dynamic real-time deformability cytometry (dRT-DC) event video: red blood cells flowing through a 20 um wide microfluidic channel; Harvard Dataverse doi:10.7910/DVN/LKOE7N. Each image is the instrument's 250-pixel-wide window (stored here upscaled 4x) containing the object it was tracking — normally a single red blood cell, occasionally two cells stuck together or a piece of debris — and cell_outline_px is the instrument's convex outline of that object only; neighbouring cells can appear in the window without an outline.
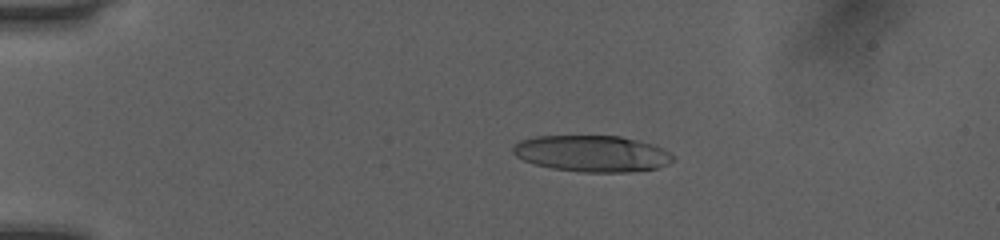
{"species": "human", "species_latin": "Homo sapiens", "temperature_condition": "room temperature", "stored_images_in_passage": 25, "camera_frame_rate_fps": 3000, "um_per_image_px": 0.085, "donor": {"sex": "female"}, "frame": {"image": 1, "passage_image": 10, "time_ms": 3.0, "image_size_px": [1000, 240], "cell_outline_px": [[676, 160], [668, 164], [656, 168], [628, 172], [580, 172], [552, 168], [536, 164], [524, 160], [516, 156], [512, 152], [512, 148], [520, 140], [536, 136], [620, 136], [656, 144], [664, 148], [676, 156]], "centroid_in_image_um": [50.39, 13.05], "position_along_channel_um": 34.6, "area_um2": 34.16}}
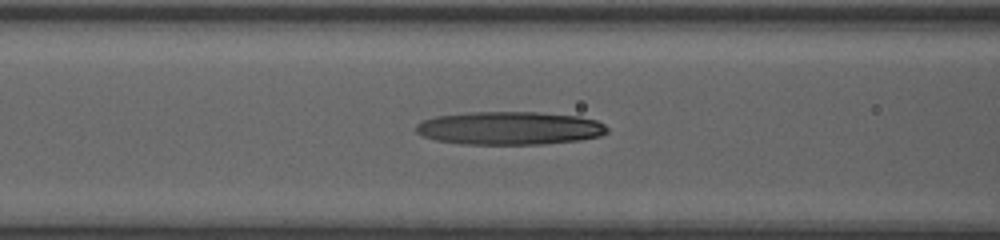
{"frame": {"image": 2, "passage_image": 19, "time_ms": 6.0, "image_size_px": [1000, 240], "cell_outline_px": [[608, 132], [600, 136], [580, 140], [544, 144], [460, 144], [436, 140], [424, 136], [416, 132], [416, 124], [420, 120], [436, 116], [468, 112], [536, 112], [580, 116], [596, 120], [604, 124], [608, 128]], "centroid_in_image_um": [43.31, 10.89], "position_along_channel_um": 123.3, "area_um2": 37.22}}
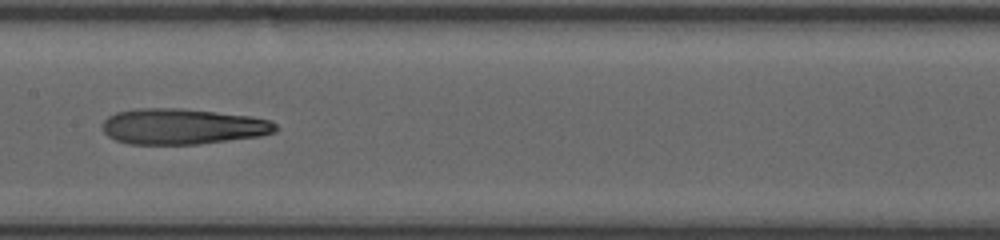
{"frame": {"image": 3, "passage_image": 23, "time_ms": 7.333, "image_size_px": [1000, 240], "cell_outline_px": [[276, 132], [260, 136], [196, 144], [128, 144], [116, 140], [108, 136], [104, 132], [104, 120], [108, 116], [116, 112], [136, 108], [180, 108], [216, 112], [248, 116], [268, 120], [276, 124]], "centroid_in_image_um": [15.49, 10.75], "position_along_channel_um": 191.9, "area_um2": 35.84}}